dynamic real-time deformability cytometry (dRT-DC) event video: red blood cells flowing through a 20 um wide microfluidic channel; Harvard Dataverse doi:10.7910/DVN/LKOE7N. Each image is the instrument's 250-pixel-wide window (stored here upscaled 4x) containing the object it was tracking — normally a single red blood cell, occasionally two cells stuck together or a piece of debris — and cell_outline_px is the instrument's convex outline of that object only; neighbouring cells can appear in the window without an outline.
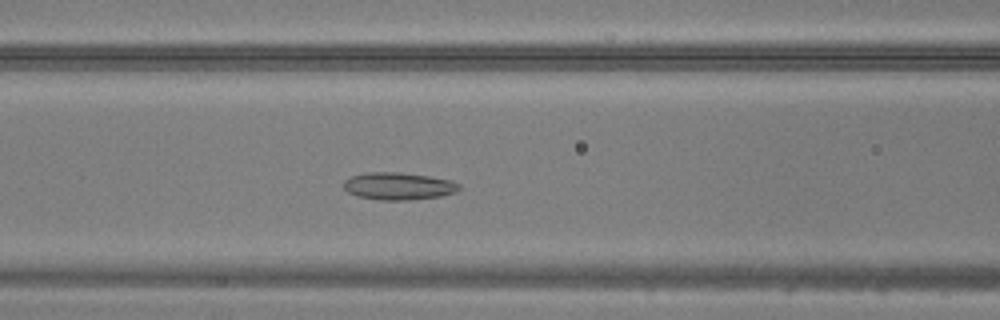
{"species": "common noctule bat (a hibernating species)", "species_latin": "Nyctalus noctula", "temperature_condition": "warm", "stored_images_in_passage": 46, "camera_frame_rate_fps": 3000, "um_per_image_px": 0.085, "animal": {"sex": "male", "body_mass_g": 20.5, "forearm_length_mm": 52.5}, "frame": {"image": 1, "passage_image": 18, "time_ms": 5.667, "image_size_px": [1000, 320], "cell_outline_px": [[460, 188], [456, 192], [440, 196], [408, 200], [380, 200], [356, 196], [348, 192], [344, 188], [344, 180], [352, 176], [368, 172], [396, 172], [428, 176], [452, 180], [460, 184]], "centroid_in_image_um": [33.87, 15.82], "position_along_channel_um": 132.7, "area_um2": 18.38}}
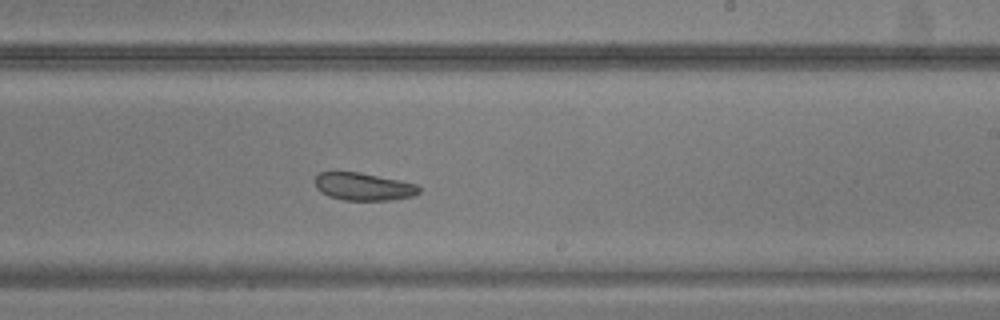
{"frame": {"image": 2, "passage_image": 27, "time_ms": 8.667, "image_size_px": [1000, 320], "cell_outline_px": [[420, 192], [412, 196], [392, 200], [344, 200], [328, 196], [320, 192], [316, 188], [316, 176], [320, 172], [360, 172], [400, 180], [416, 184], [420, 188]], "centroid_in_image_um": [30.9, 15.86], "position_along_channel_um": 258.1, "area_um2": 16.76}}
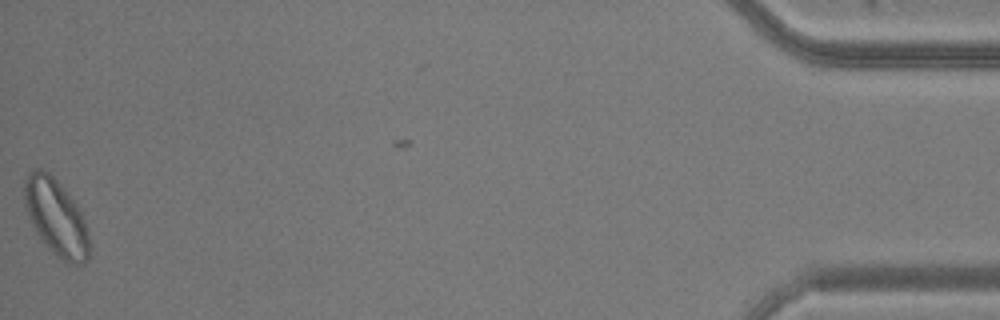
{"frame": {"image": 3, "passage_image": 46, "time_ms": 15.0, "image_size_px": [1000, 320], "cell_outline_px": [[88, 260], [84, 264], [72, 264], [56, 256], [40, 240], [36, 232], [28, 212], [24, 200], [24, 180], [36, 168], [40, 168], [48, 172], [64, 188], [80, 212], [84, 220], [88, 232]], "centroid_in_image_um": [4.76, 18.5], "position_along_channel_um": 430.4, "area_um2": 28.32}}